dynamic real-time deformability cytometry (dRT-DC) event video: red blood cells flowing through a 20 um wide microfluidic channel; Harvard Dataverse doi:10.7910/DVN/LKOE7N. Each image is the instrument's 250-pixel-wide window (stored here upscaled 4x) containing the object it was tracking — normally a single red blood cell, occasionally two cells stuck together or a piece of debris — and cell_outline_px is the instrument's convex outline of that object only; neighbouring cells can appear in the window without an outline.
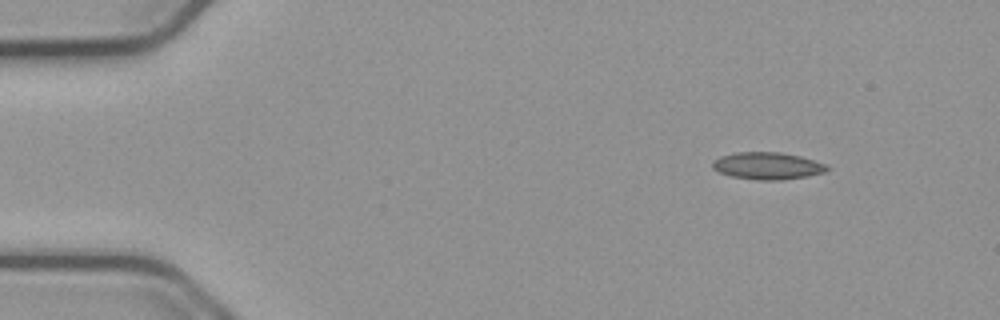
{"species": "common noctule bat (a hibernating species)", "species_latin": "Nyctalus noctula", "temperature_condition": "cold", "stored_images_in_passage": 49, "camera_frame_rate_fps": 3000, "um_per_image_px": 0.085, "animal": {"sex": "male", "body_mass_g": 23.1, "forearm_length_mm": 52.7}, "frame": {"image": 1, "passage_image": 1, "time_ms": 0.0, "image_size_px": [1000, 320], "cell_outline_px": [[832, 168], [828, 172], [808, 176], [780, 180], [760, 180], [732, 176], [720, 172], [712, 168], [712, 160], [720, 156], [736, 152], [780, 152], [800, 156], [828, 164]], "centroid_in_image_um": [65.29, 14.09], "position_along_channel_um": 19.7, "area_um2": 18.32}}
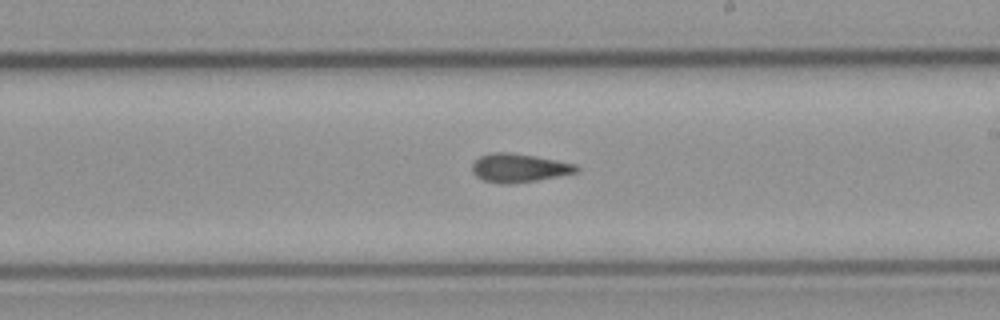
{"frame": {"image": 2, "passage_image": 26, "time_ms": 8.333, "image_size_px": [1000, 320], "cell_outline_px": [[580, 168], [576, 172], [536, 180], [508, 184], [504, 184], [484, 180], [476, 176], [472, 172], [472, 164], [480, 156], [492, 152], [508, 152], [536, 156], [576, 164]], "centroid_in_image_um": [44.09, 14.26], "position_along_channel_um": 244.9, "area_um2": 17.17}}
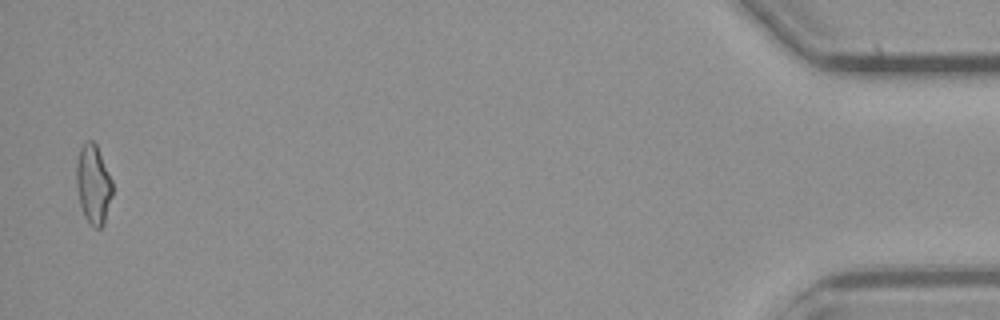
{"frame": {"image": 3, "passage_image": 48, "time_ms": 15.667, "image_size_px": [1000, 320], "cell_outline_px": [[112, 196], [104, 224], [100, 228], [92, 228], [88, 224], [84, 216], [80, 204], [76, 188], [76, 164], [80, 148], [88, 140], [92, 140], [96, 144], [112, 180]], "centroid_in_image_um": [7.92, 15.71], "position_along_channel_um": 427.3, "area_um2": 16.76}, "authors_computed_cell_mechanics": {"area_um2": 17.1666, "velocity_mm_per_s": 3.7842, "shape_relaxation_time_tau1_ms": null, "shape_relaxation_time_tau2_ms": 3.5467, "deformation_change_tau1": null, "deformation_change_tau2": 0.1112}}